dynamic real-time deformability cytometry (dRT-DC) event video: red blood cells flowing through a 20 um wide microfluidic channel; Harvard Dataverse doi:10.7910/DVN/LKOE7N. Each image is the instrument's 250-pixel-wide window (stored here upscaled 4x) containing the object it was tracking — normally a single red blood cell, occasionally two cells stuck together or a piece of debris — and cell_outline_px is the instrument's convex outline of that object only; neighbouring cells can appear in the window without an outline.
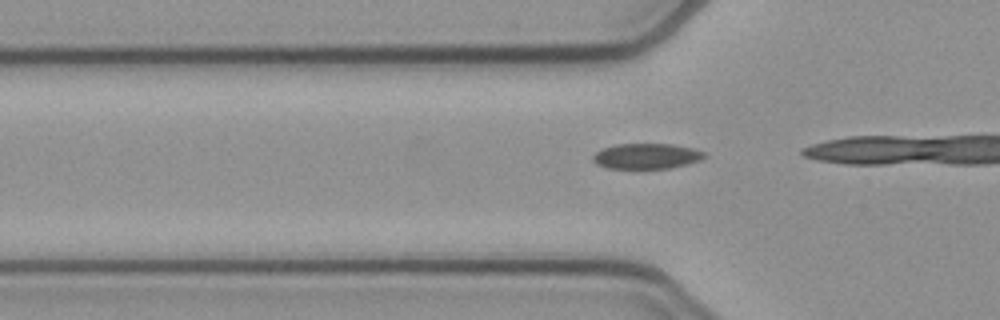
{"species": "common noctule bat (a hibernating species)", "species_latin": "Nyctalus noctula", "temperature_condition": "cold", "stored_images_in_passage": 16, "camera_frame_rate_fps": 3000, "um_per_image_px": 0.085, "animal": {"sex": "female", "body_mass_g": 21.9}, "frame": {"image": 1, "passage_image": 13, "time_ms": 4.0, "image_size_px": [1000, 320], "cell_outline_px": [[708, 156], [700, 160], [688, 164], [668, 168], [608, 168], [596, 164], [592, 160], [592, 156], [596, 152], [604, 148], [616, 144], [672, 144], [692, 148], [704, 152]], "centroid_in_image_um": [54.96, 13.27], "position_along_channel_um": 70.8, "area_um2": 16.47}}